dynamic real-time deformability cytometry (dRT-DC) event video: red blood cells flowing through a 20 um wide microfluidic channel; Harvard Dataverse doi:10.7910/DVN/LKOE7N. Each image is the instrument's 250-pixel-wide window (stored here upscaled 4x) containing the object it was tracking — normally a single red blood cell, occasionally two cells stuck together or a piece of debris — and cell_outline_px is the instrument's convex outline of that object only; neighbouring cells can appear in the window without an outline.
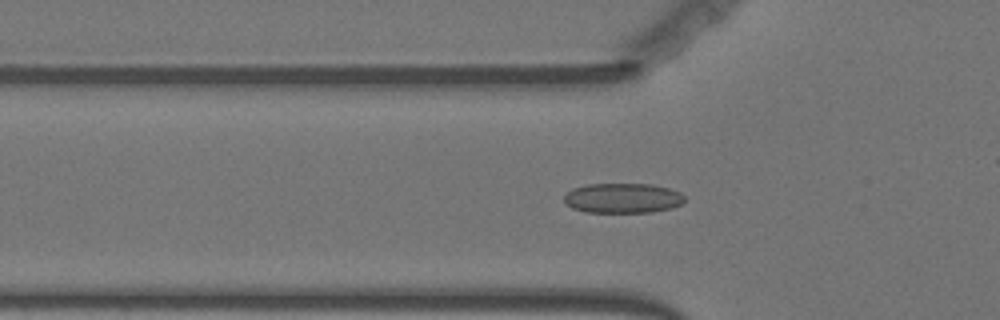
{"species": "Egyptian fruit bat (a non-hibernating species)", "species_latin": "Rousettus aegyptiacus", "temperature_condition": "warm", "stored_images_in_passage": 25, "camera_frame_rate_fps": 3000, "um_per_image_px": 0.085, "animal": {"sex": "female"}, "frame": {"image": 1, "passage_image": 16, "time_ms": 5.0, "image_size_px": [1000, 320], "cell_outline_px": [[684, 204], [672, 208], [652, 212], [584, 212], [572, 208], [564, 204], [564, 196], [572, 188], [588, 184], [652, 184], [668, 188], [680, 192], [684, 196]], "centroid_in_image_um": [52.93, 16.84], "position_along_channel_um": 72.9, "area_um2": 21.21}}
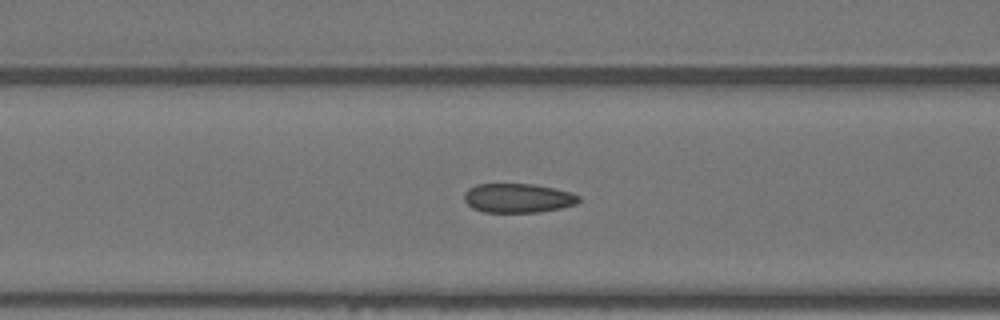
{"frame": {"image": 2, "passage_image": 20, "time_ms": 6.333, "image_size_px": [1000, 320], "cell_outline_px": [[580, 200], [576, 204], [560, 208], [540, 212], [484, 212], [472, 208], [464, 200], [464, 192], [468, 188], [476, 184], [532, 184], [552, 188], [568, 192], [580, 196]], "centroid_in_image_um": [43.98, 16.84], "position_along_channel_um": 122.6, "area_um2": 19.42}}
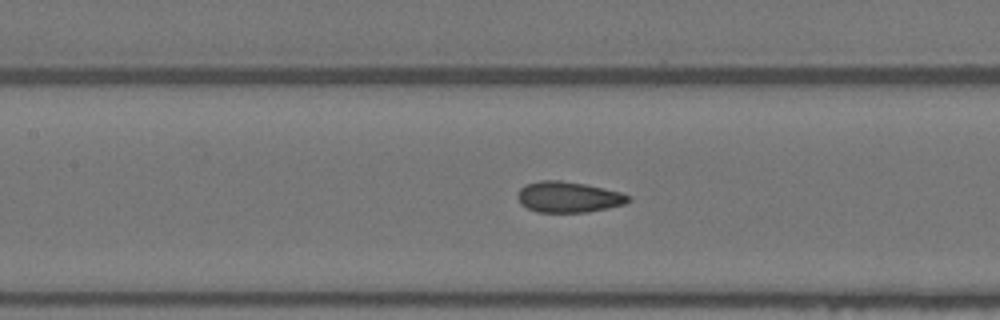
{"frame": {"image": 3, "passage_image": 23, "time_ms": 7.333, "image_size_px": [1000, 320], "cell_outline_px": [[632, 200], [624, 204], [608, 208], [588, 212], [536, 212], [520, 204], [516, 196], [520, 188], [528, 184], [540, 180], [560, 180], [584, 184], [604, 188], [620, 192], [628, 196]], "centroid_in_image_um": [48.29, 16.75], "position_along_channel_um": 159.1, "area_um2": 19.88}}